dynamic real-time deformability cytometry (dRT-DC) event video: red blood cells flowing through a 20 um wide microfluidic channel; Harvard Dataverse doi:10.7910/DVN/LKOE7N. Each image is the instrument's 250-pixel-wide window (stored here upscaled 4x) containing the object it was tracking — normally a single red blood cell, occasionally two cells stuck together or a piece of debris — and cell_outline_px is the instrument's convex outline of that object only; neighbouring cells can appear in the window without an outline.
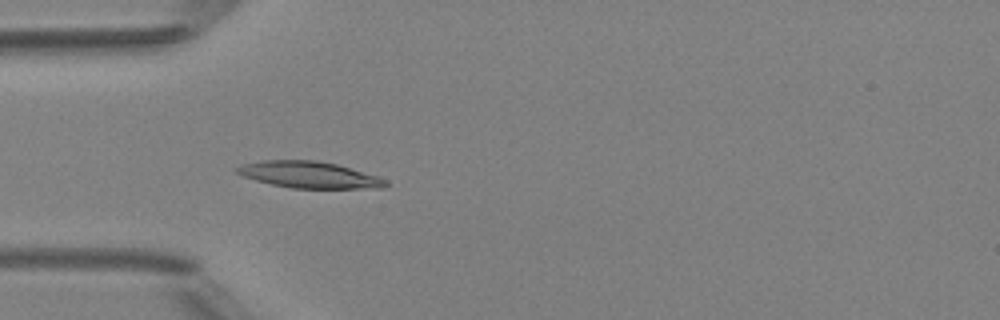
{"species": "Egyptian fruit bat (a non-hibernating species)", "species_latin": "Rousettus aegyptiacus", "temperature_condition": "room temperature", "stored_images_in_passage": 47, "camera_frame_rate_fps": 3000, "um_per_image_px": 0.085, "animal": {"sex": "female"}, "frame": {"image": 1, "passage_image": 13, "time_ms": 4.0, "image_size_px": [1000, 320], "cell_outline_px": [[388, 184], [384, 188], [292, 188], [272, 184], [256, 180], [244, 176], [236, 172], [232, 168], [244, 164], [264, 160], [316, 160], [336, 164], [380, 176], [388, 180]], "centroid_in_image_um": [26.32, 14.85], "position_along_channel_um": 58.7, "area_um2": 23.0}}
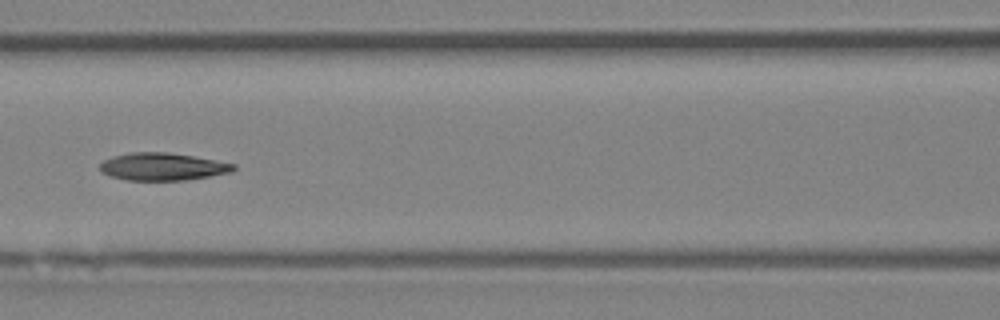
{"frame": {"image": 2, "passage_image": 20, "time_ms": 6.333, "image_size_px": [1000, 320], "cell_outline_px": [[236, 168], [232, 172], [184, 180], [128, 180], [108, 176], [100, 172], [100, 164], [104, 160], [112, 156], [128, 152], [168, 152], [192, 156], [236, 164]], "centroid_in_image_um": [13.77, 14.16], "position_along_channel_um": 152.8, "area_um2": 21.44}}
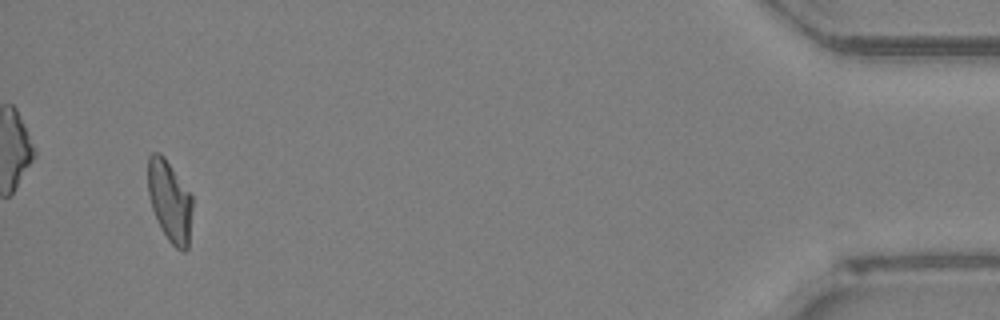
{"frame": {"image": 3, "passage_image": 45, "time_ms": 14.667, "image_size_px": [1000, 320], "cell_outline_px": [[192, 208], [188, 248], [184, 252], [180, 252], [168, 240], [160, 228], [152, 208], [148, 192], [148, 156], [152, 152], [160, 152], [164, 156], [192, 196]], "centroid_in_image_um": [14.42, 17.1], "position_along_channel_um": 420.8, "area_um2": 21.04}, "authors_computed_cell_mechanics": {"area_um2": 21.8484, "velocity_mm_per_s": 4.1752, "shape_relaxation_time_tau1_ms": 11.3415, "shape_relaxation_time_tau2_ms": 4.4858, "deformation_change_tau1": 0.2689, "deformation_change_tau2": 0.1077}}